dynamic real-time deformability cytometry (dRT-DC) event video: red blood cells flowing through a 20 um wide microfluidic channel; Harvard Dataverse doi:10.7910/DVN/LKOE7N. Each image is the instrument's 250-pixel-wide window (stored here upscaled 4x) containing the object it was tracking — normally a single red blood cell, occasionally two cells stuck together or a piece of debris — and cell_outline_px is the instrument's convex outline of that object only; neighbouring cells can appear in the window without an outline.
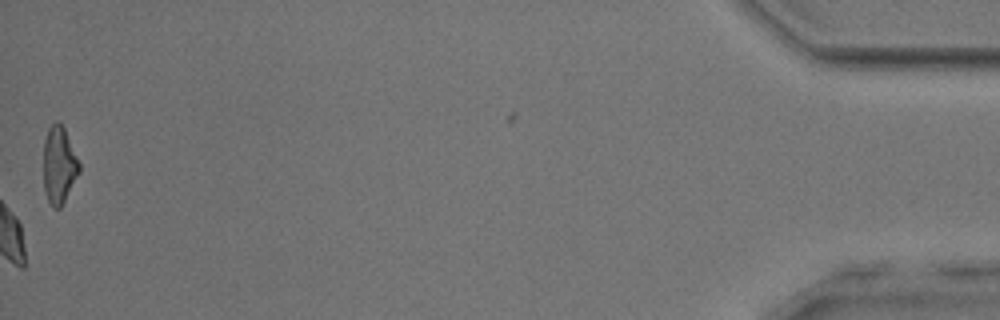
{"species": "common noctule bat (a hibernating species)", "species_latin": "Nyctalus noctula", "temperature_condition": "room temperature", "stored_images_in_passage": 52, "camera_frame_rate_fps": 3000, "um_per_image_px": 0.085, "animal": {"sex": "male", "body_mass_g": 17.9, "forearm_length_mm": 54.2}, "frame": {"image": 1, "passage_image": 52, "time_ms": 17.0, "image_size_px": [1000, 320], "cell_outline_px": [[80, 172], [60, 208], [56, 208], [48, 200], [44, 188], [44, 140], [48, 128], [56, 120], [64, 128], [80, 164]], "centroid_in_image_um": [5.02, 14.01], "position_along_channel_um": 430.2, "area_um2": 15.78}, "authors_computed_cell_mechanics": {"area_um2": 21.1548, "velocity_mm_per_s": 3.8699, "shape_relaxation_time_tau1_ms": 3.467, "shape_relaxation_time_tau2_ms": 3.3884, "deformation_change_tau1": 0.1317, "deformation_change_tau2": 0.1054}}